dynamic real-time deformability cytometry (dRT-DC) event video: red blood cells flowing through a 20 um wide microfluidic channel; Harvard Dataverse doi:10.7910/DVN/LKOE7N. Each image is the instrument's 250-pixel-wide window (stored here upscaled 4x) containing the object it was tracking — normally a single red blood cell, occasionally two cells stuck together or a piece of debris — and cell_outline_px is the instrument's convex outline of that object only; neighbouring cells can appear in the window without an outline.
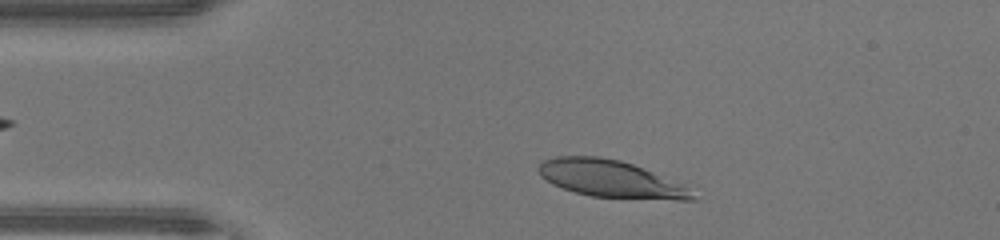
{"species": "human", "species_latin": "Homo sapiens", "temperature_condition": "warm", "stored_images_in_passage": 35, "camera_frame_rate_fps": 3000, "um_per_image_px": 0.085, "donor": {"sex": "male"}, "frame": {"image": 1, "passage_image": 5, "time_ms": 1.333, "image_size_px": [1000, 240], "cell_outline_px": [[696, 200], [676, 200], [592, 196], [576, 192], [552, 184], [540, 176], [536, 168], [544, 160], [556, 156], [600, 156], [620, 160], [632, 164], [684, 184]], "centroid_in_image_um": [51.86, 15.19], "position_along_channel_um": 33.1, "area_um2": 33.0}}
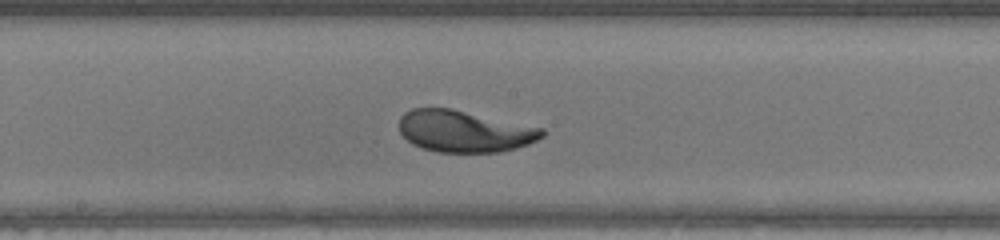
{"frame": {"image": 2, "passage_image": 20, "time_ms": 6.333, "image_size_px": [1000, 240], "cell_outline_px": [[544, 136], [528, 144], [516, 148], [500, 152], [436, 152], [412, 144], [400, 132], [400, 116], [404, 112], [412, 108], [452, 108], [544, 128]], "centroid_in_image_um": [39.48, 11.15], "position_along_channel_um": 208.7, "area_um2": 34.8}}
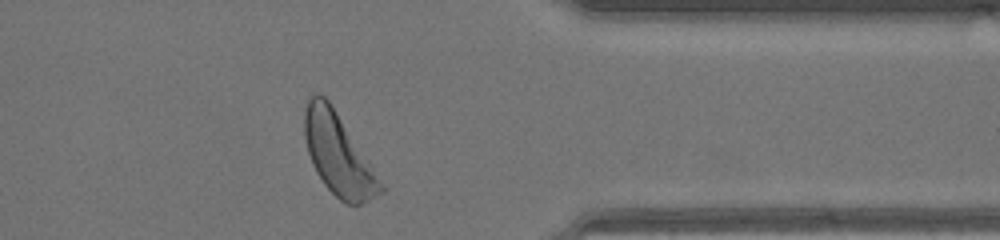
{"frame": {"image": 3, "passage_image": 33, "time_ms": 10.667, "image_size_px": [1000, 240], "cell_outline_px": [[384, 192], [360, 204], [348, 204], [340, 200], [324, 184], [316, 172], [312, 164], [308, 152], [304, 136], [304, 108], [308, 96], [312, 92], [316, 92], [324, 96], [328, 100], [384, 184]], "centroid_in_image_um": [28.72, 13.11], "position_along_channel_um": 382.7, "area_um2": 35.72}, "authors_computed_cell_mechanics": {"area_um2": 34.8534, "velocity_mm_per_s": 4.3683, "shape_relaxation_time_tau1_ms": 2.1603, "shape_relaxation_time_tau2_ms": null, "deformation_change_tau1": 0.1781, "deformation_change_tau2": null}}